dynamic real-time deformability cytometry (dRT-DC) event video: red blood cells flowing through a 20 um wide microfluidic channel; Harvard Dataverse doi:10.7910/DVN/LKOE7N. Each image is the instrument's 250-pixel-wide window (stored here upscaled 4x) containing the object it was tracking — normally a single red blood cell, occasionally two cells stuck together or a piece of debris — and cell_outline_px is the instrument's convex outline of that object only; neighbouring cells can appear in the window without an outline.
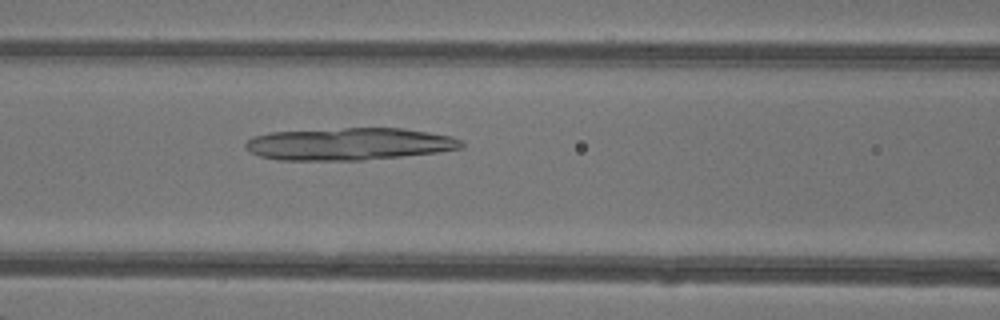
{"species": "common noctule bat (a hibernating species)", "species_latin": "Nyctalus noctula", "temperature_condition": "warm", "stored_images_in_passage": 48, "camera_frame_rate_fps": 3000, "um_per_image_px": 0.085, "animal": {"sex": "female"}, "frame": {"image": 1, "passage_image": 21, "time_ms": 6.667, "image_size_px": [1000, 320], "cell_outline_px": [[464, 148], [440, 152], [360, 160], [280, 160], [260, 156], [248, 152], [244, 148], [244, 144], [252, 136], [268, 132], [344, 128], [404, 128], [452, 136], [460, 140], [464, 144]], "centroid_in_image_um": [29.65, 12.23], "position_along_channel_um": 136.9, "area_um2": 40.86}}
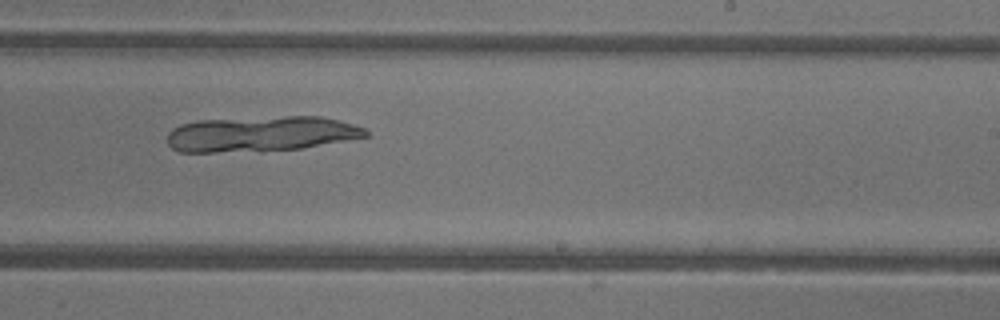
{"frame": {"image": 2, "passage_image": 30, "time_ms": 9.667, "image_size_px": [1000, 320], "cell_outline_px": [[368, 136], [300, 148], [216, 152], [180, 152], [172, 148], [168, 144], [168, 132], [172, 128], [180, 124], [196, 120], [284, 116], [320, 116], [352, 124], [364, 128], [368, 132]], "centroid_in_image_um": [22.11, 11.36], "position_along_channel_um": 266.9, "area_um2": 40.46}}
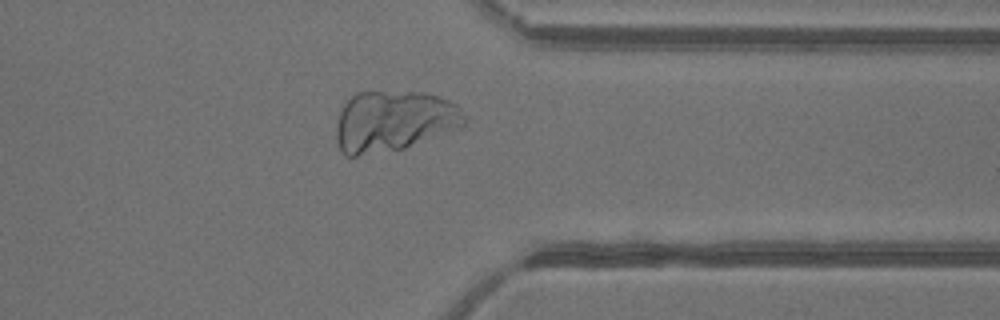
{"frame": {"image": 3, "passage_image": 38, "time_ms": 12.333, "image_size_px": [1000, 320], "cell_outline_px": [[468, 120], [460, 128], [404, 148], [356, 156], [344, 156], [340, 152], [336, 140], [336, 124], [340, 112], [344, 104], [356, 92], [424, 92], [440, 96], [456, 104]], "centroid_in_image_um": [33.46, 10.3], "position_along_channel_um": 377.9, "area_um2": 45.55}}